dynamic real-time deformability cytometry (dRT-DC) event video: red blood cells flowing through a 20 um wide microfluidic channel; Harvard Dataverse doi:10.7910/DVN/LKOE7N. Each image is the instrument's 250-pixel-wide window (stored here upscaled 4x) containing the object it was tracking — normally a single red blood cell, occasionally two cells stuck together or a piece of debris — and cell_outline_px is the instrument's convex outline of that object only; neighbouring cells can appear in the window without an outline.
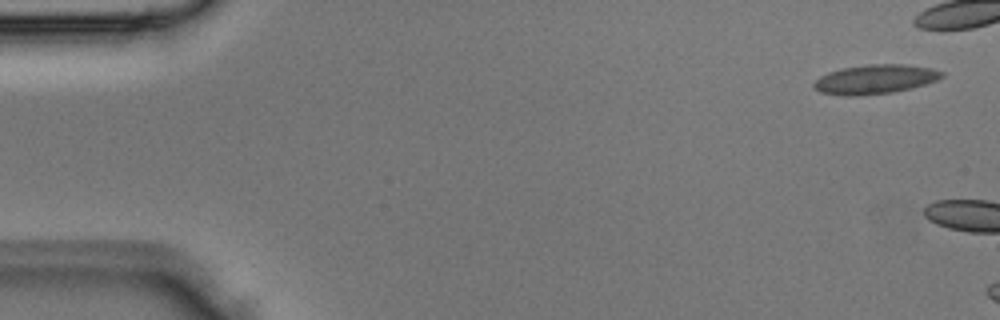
{"species": "Egyptian fruit bat (a non-hibernating species)", "species_latin": "Rousettus aegyptiacus", "temperature_condition": "room temperature", "stored_images_in_passage": 3, "camera_frame_rate_fps": 3000, "um_per_image_px": 0.085, "animal": {"sex": "male"}, "frame": {"image": 1, "passage_image": 1, "time_ms": 0.0, "image_size_px": [1000, 320], "cell_outline_px": [[944, 76], [936, 80], [912, 88], [892, 92], [856, 96], [844, 96], [820, 92], [812, 88], [812, 84], [820, 76], [828, 72], [840, 68], [868, 64], [904, 64], [932, 68], [944, 72]], "centroid_in_image_um": [74.35, 6.73], "position_along_channel_um": 10.7, "area_um2": 21.96}}